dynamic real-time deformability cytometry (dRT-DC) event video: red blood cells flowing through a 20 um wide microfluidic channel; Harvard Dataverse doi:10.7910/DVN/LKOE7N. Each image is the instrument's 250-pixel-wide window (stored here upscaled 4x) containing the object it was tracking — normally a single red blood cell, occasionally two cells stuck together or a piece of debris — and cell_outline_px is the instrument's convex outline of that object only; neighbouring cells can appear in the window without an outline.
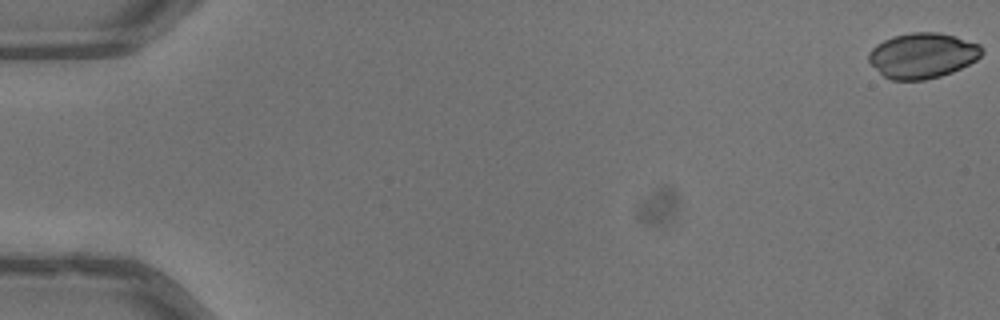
{"species": "common noctule bat (a hibernating species)", "species_latin": "Nyctalus noctula", "temperature_condition": "warm", "stored_images_in_passage": 12, "camera_frame_rate_fps": 3000, "um_per_image_px": 0.085, "animal": {"sex": "male", "body_mass_g": 13.3}, "frame": {"image": 1, "passage_image": 1, "time_ms": 0.0, "image_size_px": [1000, 320], "cell_outline_px": [[984, 52], [976, 60], [952, 72], [940, 76], [924, 80], [892, 80], [884, 76], [868, 60], [868, 52], [876, 44], [892, 36], [912, 32], [936, 32], [956, 36], [980, 44], [984, 48]], "centroid_in_image_um": [78.43, 4.71], "position_along_channel_um": 6.6, "area_um2": 29.94}}